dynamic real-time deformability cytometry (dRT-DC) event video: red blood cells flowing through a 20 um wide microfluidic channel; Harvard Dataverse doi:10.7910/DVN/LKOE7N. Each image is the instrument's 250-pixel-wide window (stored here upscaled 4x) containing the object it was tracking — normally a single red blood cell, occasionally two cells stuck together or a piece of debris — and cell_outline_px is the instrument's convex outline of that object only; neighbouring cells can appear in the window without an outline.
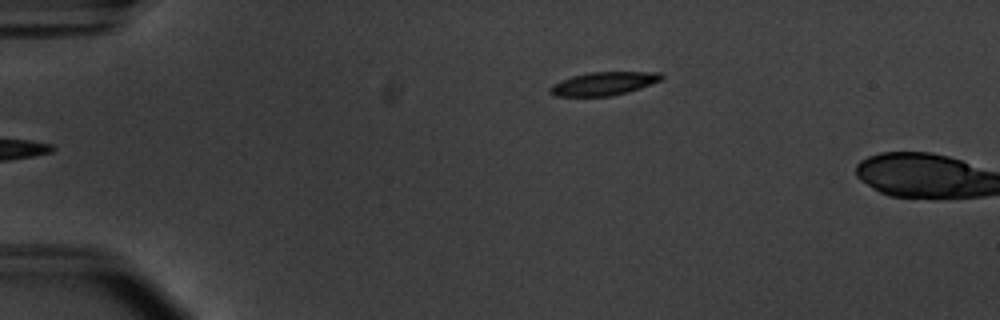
{"species": "common noctule bat (a hibernating species)", "species_latin": "Nyctalus noctula", "temperature_condition": "warm", "stored_images_in_passage": 4, "camera_frame_rate_fps": 3000, "um_per_image_px": 0.085, "animal": {"sex": "male", "body_mass_g": 20.1, "forearm_length_mm": 53.5}, "frame": {"image": 1, "passage_image": 1, "time_ms": 0.0, "image_size_px": [1000, 320], "cell_outline_px": [[664, 76], [660, 80], [640, 88], [628, 92], [612, 96], [556, 96], [548, 92], [548, 88], [552, 84], [560, 80], [572, 76], [588, 72], [660, 72]], "centroid_in_image_um": [51.27, 7.11], "position_along_channel_um": 33.7, "area_um2": 15.2}}